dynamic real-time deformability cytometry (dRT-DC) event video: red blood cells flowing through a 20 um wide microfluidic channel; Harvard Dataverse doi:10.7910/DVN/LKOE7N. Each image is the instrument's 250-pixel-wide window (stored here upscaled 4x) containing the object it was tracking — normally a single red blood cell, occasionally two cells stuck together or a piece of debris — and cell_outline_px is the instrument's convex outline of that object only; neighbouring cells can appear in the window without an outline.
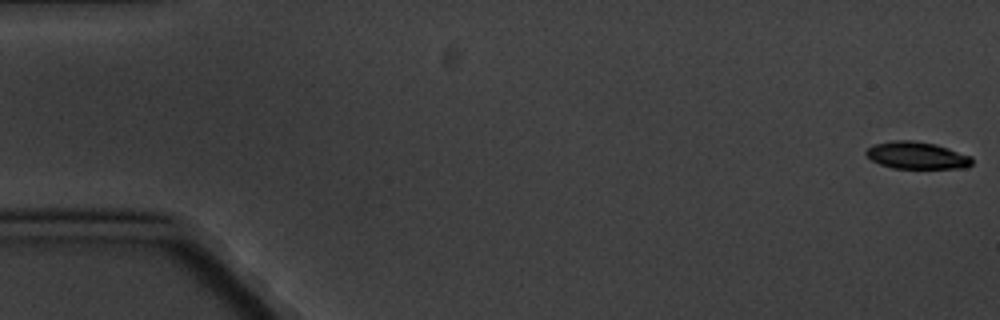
{"species": "common noctule bat (a hibernating species)", "species_latin": "Nyctalus noctula", "temperature_condition": "cold", "stored_images_in_passage": 6, "camera_frame_rate_fps": 3000, "um_per_image_px": 0.085, "animal": {"sex": "male", "body_mass_g": 20.1, "forearm_length_mm": 53.5}, "frame": {"image": 1, "passage_image": 1, "time_ms": 0.0, "image_size_px": [1000, 320], "cell_outline_px": [[972, 164], [964, 168], [892, 168], [880, 164], [872, 160], [864, 152], [868, 148], [876, 144], [892, 140], [912, 140], [936, 144], [972, 156]], "centroid_in_image_um": [77.94, 13.21], "position_along_channel_um": 7.1, "area_um2": 16.7}}